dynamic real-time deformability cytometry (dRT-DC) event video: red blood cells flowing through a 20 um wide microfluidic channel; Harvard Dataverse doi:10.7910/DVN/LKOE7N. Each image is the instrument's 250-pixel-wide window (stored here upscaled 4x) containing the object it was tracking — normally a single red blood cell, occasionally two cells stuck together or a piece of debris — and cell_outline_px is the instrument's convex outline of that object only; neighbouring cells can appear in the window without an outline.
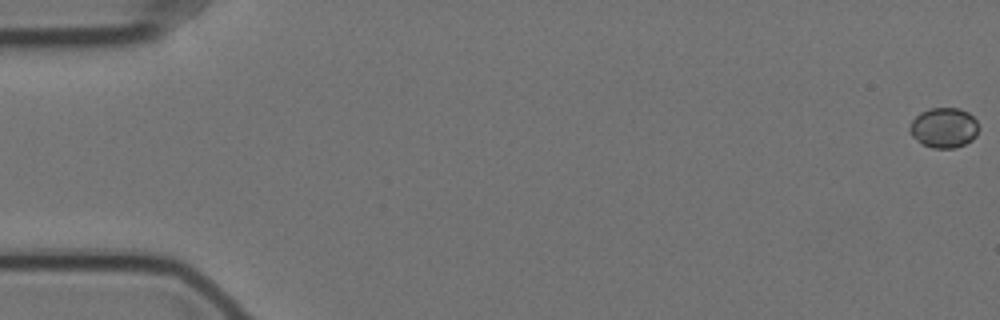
{"species": "Egyptian fruit bat (a non-hibernating species)", "species_latin": "Rousettus aegyptiacus", "temperature_condition": "cold", "stored_images_in_passage": 9, "camera_frame_rate_fps": 3000, "um_per_image_px": 0.085, "animal": {"sex": "female"}, "frame": {"image": 1, "passage_image": 1, "time_ms": 0.0, "image_size_px": [1000, 320], "cell_outline_px": [[980, 128], [976, 136], [972, 140], [956, 148], [932, 148], [916, 140], [912, 136], [908, 128], [912, 120], [920, 112], [928, 108], [960, 108], [968, 112], [976, 120]], "centroid_in_image_um": [80.24, 10.85], "position_along_channel_um": 4.8, "area_um2": 16.3}}